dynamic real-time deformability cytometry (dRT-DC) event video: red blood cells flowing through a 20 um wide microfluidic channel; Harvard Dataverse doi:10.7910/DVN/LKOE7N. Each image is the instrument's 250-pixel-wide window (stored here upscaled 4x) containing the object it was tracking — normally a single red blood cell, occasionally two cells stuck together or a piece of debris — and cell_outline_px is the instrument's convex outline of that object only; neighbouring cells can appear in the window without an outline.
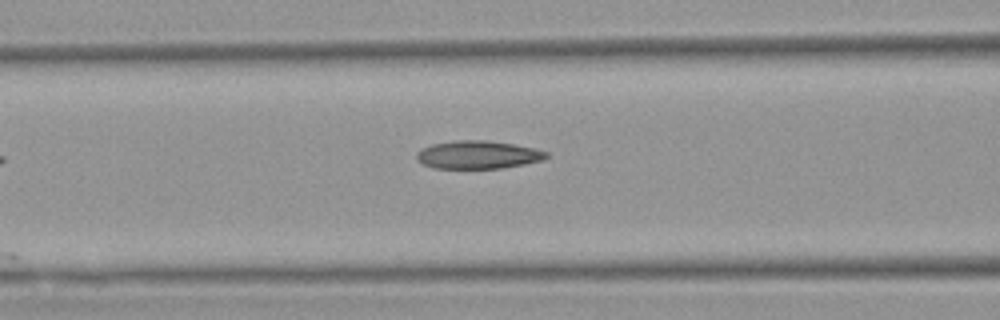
{"species": "Egyptian fruit bat (a non-hibernating species)", "species_latin": "Rousettus aegyptiacus", "temperature_condition": "warm", "stored_images_in_passage": 5, "camera_frame_rate_fps": 3000, "um_per_image_px": 0.085, "animal": {"sex": "female"}, "frame": {"image": 1, "passage_image": 4, "time_ms": 4.333, "image_size_px": [1000, 320], "cell_outline_px": [[552, 156], [544, 160], [524, 164], [500, 168], [432, 168], [416, 160], [416, 152], [420, 148], [432, 144], [452, 140], [484, 140], [512, 144], [536, 148], [548, 152]], "centroid_in_image_um": [40.63, 13.15], "position_along_channel_um": 126.0, "area_um2": 21.44}}